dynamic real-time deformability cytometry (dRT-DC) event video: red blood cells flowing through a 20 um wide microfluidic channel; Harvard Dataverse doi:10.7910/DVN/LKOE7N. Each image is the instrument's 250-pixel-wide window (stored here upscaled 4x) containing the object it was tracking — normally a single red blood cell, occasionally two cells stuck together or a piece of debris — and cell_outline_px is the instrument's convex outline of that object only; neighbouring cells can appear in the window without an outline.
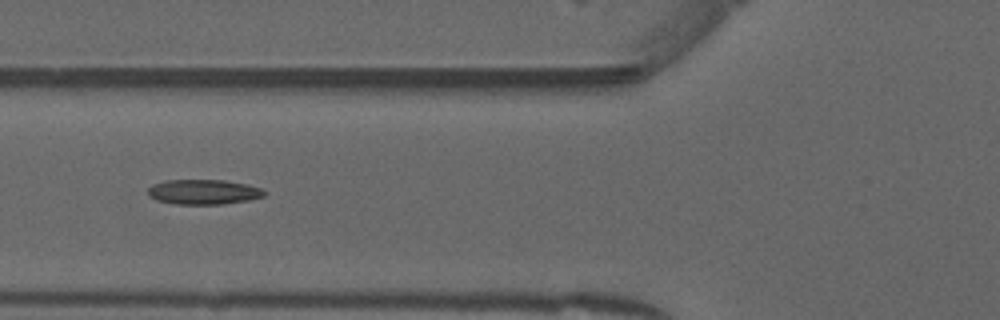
{"species": "common noctule bat (a hibernating species)", "species_latin": "Nyctalus noctula", "temperature_condition": "warm", "stored_images_in_passage": 46, "camera_frame_rate_fps": 3000, "um_per_image_px": 0.085, "animal": {"sex": "male", "forearm_length_mm": 52.5}, "frame": {"image": 1, "passage_image": 14, "time_ms": 4.333, "image_size_px": [1000, 320], "cell_outline_px": [[268, 192], [264, 196], [248, 200], [220, 204], [176, 204], [156, 200], [148, 196], [148, 188], [152, 184], [164, 180], [224, 180], [248, 184], [260, 188]], "centroid_in_image_um": [17.28, 16.31], "position_along_channel_um": 108.5, "area_um2": 16.99}, "authors_computed_cell_mechanics": {"area_um2": 16.5019, "velocity_mm_per_s": 3.9749, "shape_relaxation_time_tau1_ms": null, "shape_relaxation_time_tau2_ms": 3.4121, "deformation_change_tau1": null, "deformation_change_tau2": 0.1057}}